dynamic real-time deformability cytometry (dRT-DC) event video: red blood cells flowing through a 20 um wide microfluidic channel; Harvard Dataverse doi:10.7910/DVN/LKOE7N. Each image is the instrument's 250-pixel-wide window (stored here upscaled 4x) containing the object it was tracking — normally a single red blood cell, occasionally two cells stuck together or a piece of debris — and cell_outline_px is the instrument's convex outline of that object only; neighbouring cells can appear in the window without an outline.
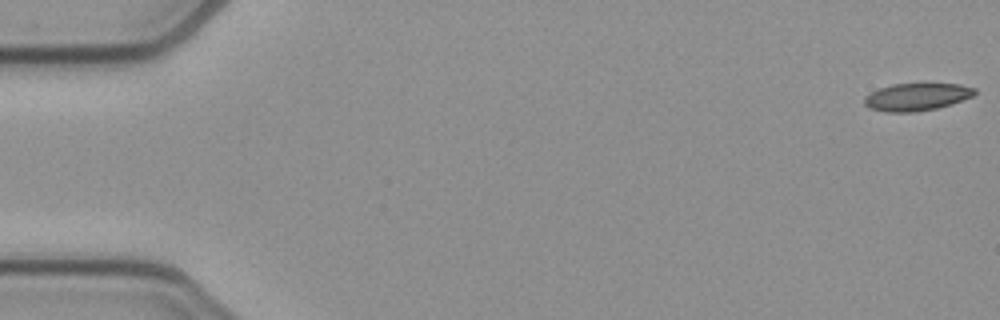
{"species": "common noctule bat (a hibernating species)", "species_latin": "Nyctalus noctula", "temperature_condition": "cold", "stored_images_in_passage": 53, "camera_frame_rate_fps": 3000, "um_per_image_px": 0.085, "animal": {"sex": "female", "body_mass_g": 21.9}, "frame": {"image": 1, "passage_image": 1, "time_ms": 0.0, "image_size_px": [1000, 320], "cell_outline_px": [[976, 92], [972, 96], [952, 104], [936, 108], [916, 112], [884, 112], [868, 108], [864, 104], [864, 96], [880, 88], [892, 84], [960, 84], [976, 88]], "centroid_in_image_um": [77.9, 8.24], "position_along_channel_um": 7.1, "area_um2": 17.69}}
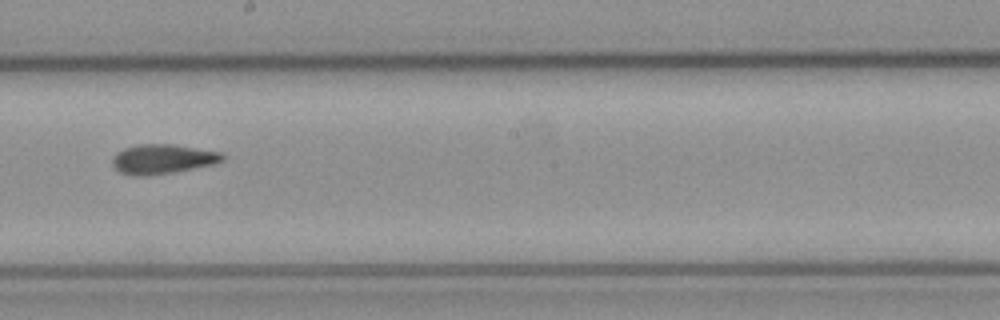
{"frame": {"image": 2, "passage_image": 30, "time_ms": 9.667, "image_size_px": [1000, 320], "cell_outline_px": [[224, 160], [216, 164], [172, 172], [148, 176], [128, 176], [120, 172], [112, 164], [112, 156], [116, 152], [124, 148], [136, 144], [172, 144], [224, 152]], "centroid_in_image_um": [13.82, 13.52], "position_along_channel_um": 234.4, "area_um2": 19.31}}
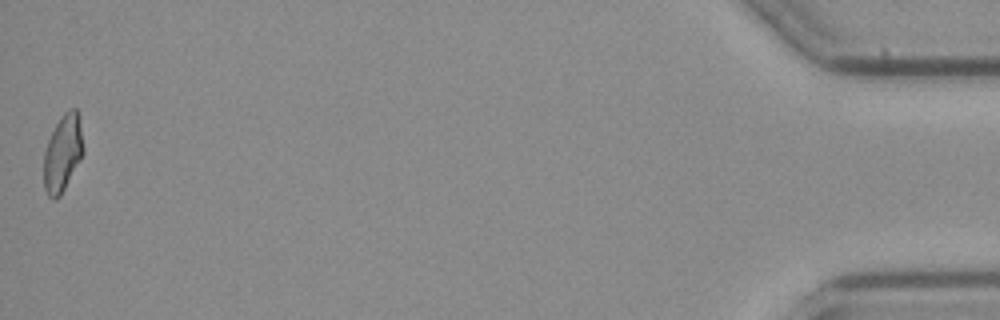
{"frame": {"image": 3, "passage_image": 53, "time_ms": 17.333, "image_size_px": [1000, 320], "cell_outline_px": [[84, 152], [80, 160], [60, 196], [56, 200], [52, 200], [48, 196], [44, 188], [44, 152], [48, 140], [60, 116], [68, 108], [76, 108], [80, 116], [84, 148]], "centroid_in_image_um": [5.34, 12.99], "position_along_channel_um": 429.9, "area_um2": 17.92}, "authors_computed_cell_mechanics": {"area_um2": 18.5538, "velocity_mm_per_s": 3.869, "shape_relaxation_time_tau1_ms": null, "shape_relaxation_time_tau2_ms": 3.5061, "deformation_change_tau1": null, "deformation_change_tau2": 0.1104}}